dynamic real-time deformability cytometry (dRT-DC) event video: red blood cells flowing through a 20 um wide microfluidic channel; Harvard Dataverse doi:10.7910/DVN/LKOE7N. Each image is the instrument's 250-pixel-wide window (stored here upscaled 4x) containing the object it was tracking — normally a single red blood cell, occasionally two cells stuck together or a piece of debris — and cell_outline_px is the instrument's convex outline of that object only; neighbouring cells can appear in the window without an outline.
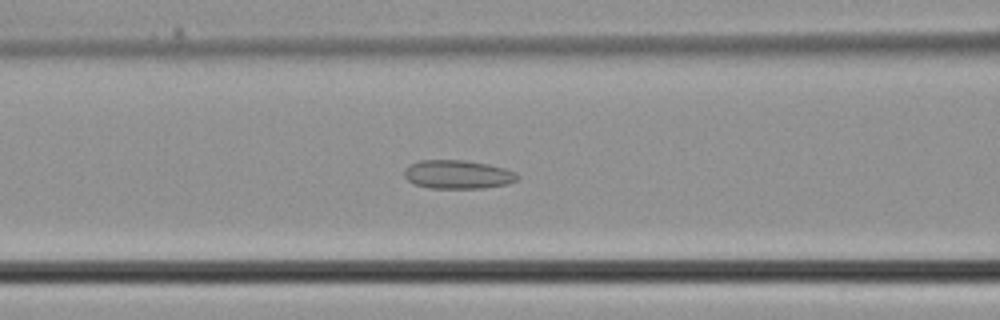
{"species": "common noctule bat (a hibernating species)", "species_latin": "Nyctalus noctula", "temperature_condition": "cold", "stored_images_in_passage": 37, "camera_frame_rate_fps": 3000, "um_per_image_px": 0.085, "animal": {"sex": "male", "body_mass_g": 21.5, "forearm_length_mm": 52.0}, "frame": {"image": 1, "passage_image": 15, "time_ms": 4.667, "image_size_px": [1000, 320], "cell_outline_px": [[520, 176], [516, 180], [508, 184], [480, 188], [428, 188], [416, 184], [408, 180], [404, 176], [404, 172], [412, 164], [420, 160], [464, 160], [488, 164], [504, 168], [516, 172]], "centroid_in_image_um": [38.94, 14.83], "position_along_channel_um": 127.7, "area_um2": 18.73}}
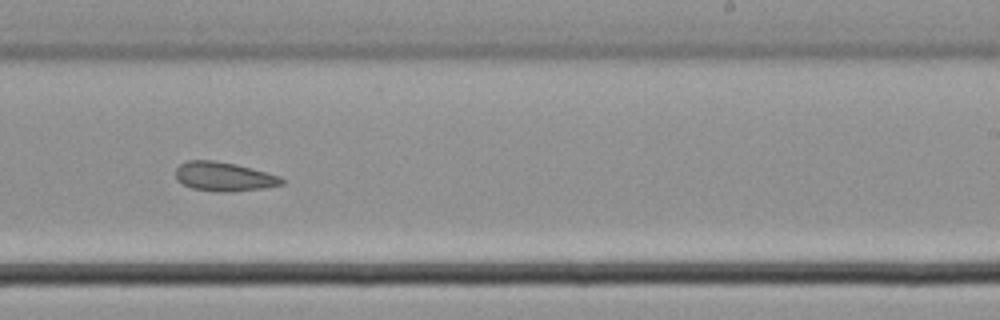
{"frame": {"image": 2, "passage_image": 23, "time_ms": 7.333, "image_size_px": [1000, 320], "cell_outline_px": [[284, 184], [264, 188], [228, 192], [220, 192], [192, 188], [176, 180], [176, 168], [180, 164], [188, 160], [212, 160], [236, 164], [280, 176], [284, 180]], "centroid_in_image_um": [19.03, 15.01], "position_along_channel_um": 270.0, "area_um2": 17.92}}
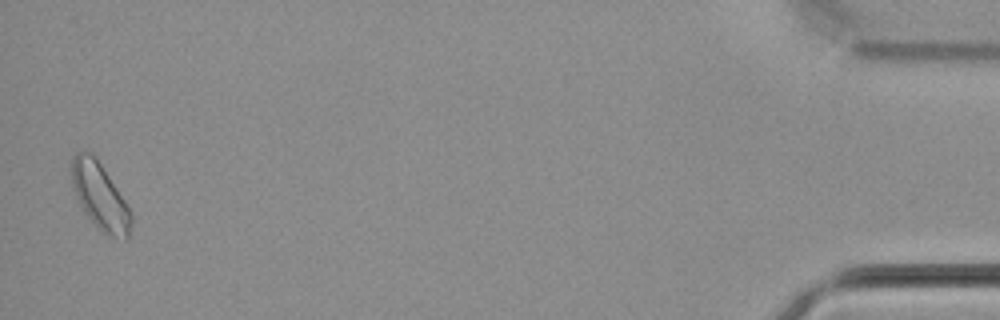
{"frame": {"image": 3, "passage_image": 37, "time_ms": 12.0, "image_size_px": [1000, 320], "cell_outline_px": [[132, 224], [128, 236], [124, 240], [112, 236], [104, 232], [92, 224], [84, 212], [76, 196], [72, 184], [72, 156], [76, 152], [92, 152], [96, 156], [132, 212]], "centroid_in_image_um": [8.5, 16.69], "position_along_channel_um": 426.7, "area_um2": 23.0}}